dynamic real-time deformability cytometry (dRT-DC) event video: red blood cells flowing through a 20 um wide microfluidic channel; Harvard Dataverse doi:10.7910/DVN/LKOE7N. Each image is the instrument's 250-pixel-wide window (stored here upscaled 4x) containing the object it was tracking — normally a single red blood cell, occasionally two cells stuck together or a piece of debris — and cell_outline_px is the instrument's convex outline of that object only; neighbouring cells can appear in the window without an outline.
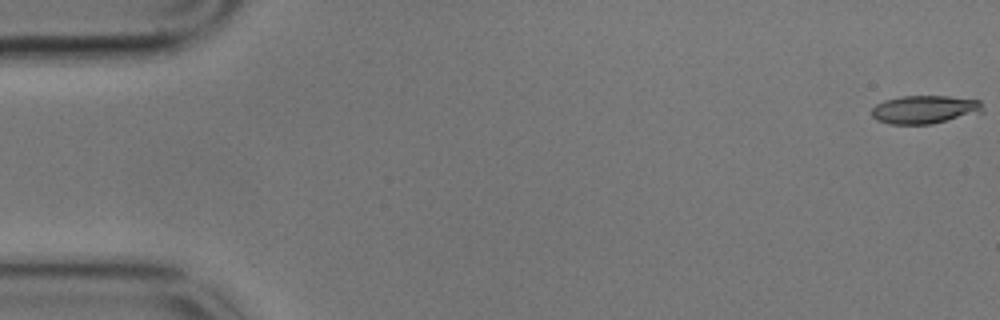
{"species": "common noctule bat (a hibernating species)", "species_latin": "Nyctalus noctula", "temperature_condition": "cold", "stored_images_in_passage": 9, "camera_frame_rate_fps": 3000, "um_per_image_px": 0.085, "animal": {"sex": "male", "body_mass_g": 17.9}, "frame": {"image": 1, "passage_image": 1, "time_ms": 0.0, "image_size_px": [1000, 320], "cell_outline_px": [[984, 112], [932, 124], [892, 124], [876, 120], [872, 116], [872, 108], [876, 104], [884, 100], [900, 96], [948, 96], [980, 100], [984, 108]], "centroid_in_image_um": [78.62, 9.3], "position_along_channel_um": 6.4, "area_um2": 18.44}}